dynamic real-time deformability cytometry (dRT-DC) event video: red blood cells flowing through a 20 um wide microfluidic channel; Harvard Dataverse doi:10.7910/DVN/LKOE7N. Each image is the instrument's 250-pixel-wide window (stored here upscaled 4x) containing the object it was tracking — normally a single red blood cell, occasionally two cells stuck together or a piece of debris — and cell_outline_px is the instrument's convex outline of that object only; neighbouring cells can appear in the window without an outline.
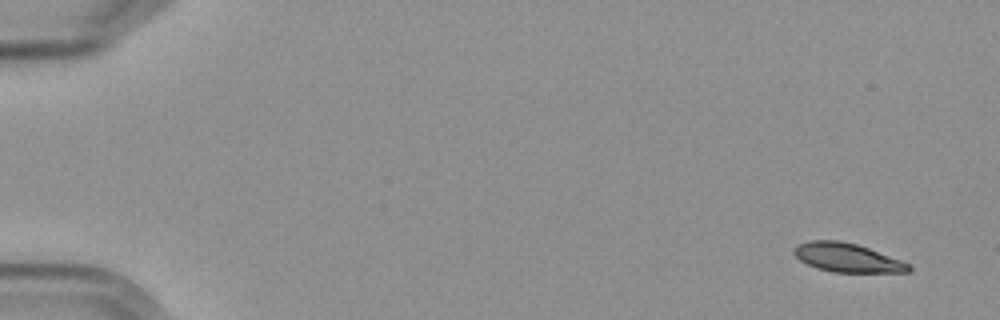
{"species": "Egyptian fruit bat (a non-hibernating species)", "species_latin": "Rousettus aegyptiacus", "temperature_condition": "cold", "stored_images_in_passage": 15, "camera_frame_rate_fps": 3000, "um_per_image_px": 0.085, "frame": {"image": 1, "passage_image": 1, "time_ms": 0.0, "image_size_px": [1000, 320], "cell_outline_px": [[912, 268], [908, 272], [832, 272], [816, 268], [800, 260], [792, 252], [792, 248], [796, 244], [808, 240], [840, 240], [856, 244], [868, 248], [900, 260], [908, 264]], "centroid_in_image_um": [71.94, 21.89], "position_along_channel_um": 13.1, "area_um2": 19.25}}
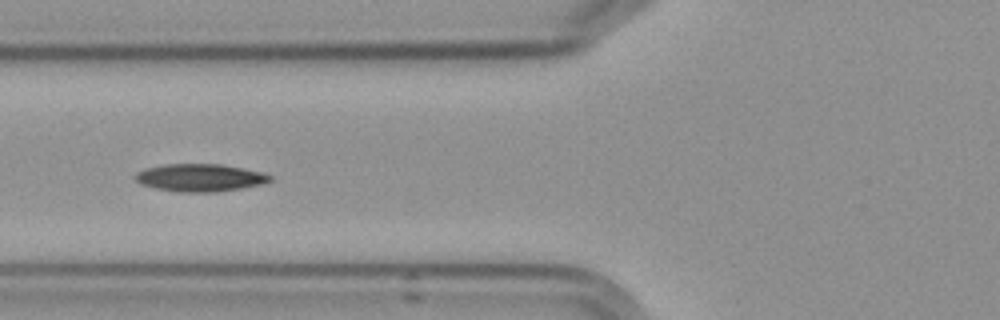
{"frame": {"image": 2, "passage_image": 6, "time_ms": 6.667, "image_size_px": [1000, 320], "cell_outline_px": [[272, 180], [260, 184], [240, 188], [216, 192], [180, 192], [156, 188], [140, 184], [132, 176], [136, 172], [144, 168], [164, 164], [220, 164], [244, 168], [260, 172], [272, 176]], "centroid_in_image_um": [16.94, 15.09], "position_along_channel_um": 108.9, "area_um2": 21.68}}
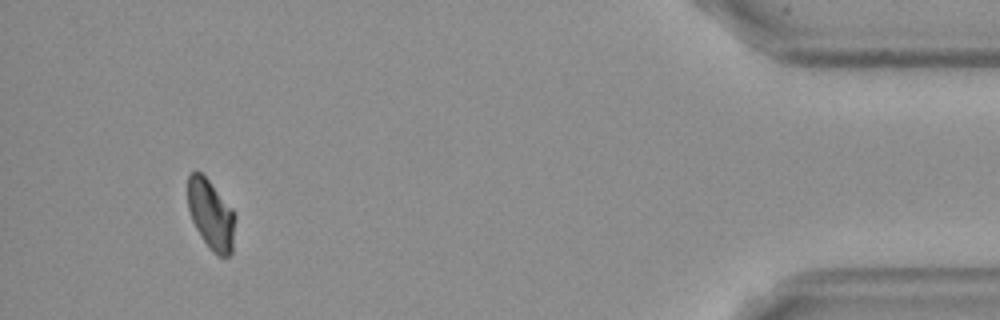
{"frame": {"image": 3, "passage_image": 14, "time_ms": 17.0, "image_size_px": [1000, 320], "cell_outline_px": [[236, 216], [232, 252], [228, 256], [220, 256], [212, 252], [208, 248], [196, 228], [192, 220], [188, 208], [188, 176], [192, 172], [200, 172], [208, 180], [232, 208]], "centroid_in_image_um": [17.94, 18.27], "position_along_channel_um": 417.3, "area_um2": 19.19}}